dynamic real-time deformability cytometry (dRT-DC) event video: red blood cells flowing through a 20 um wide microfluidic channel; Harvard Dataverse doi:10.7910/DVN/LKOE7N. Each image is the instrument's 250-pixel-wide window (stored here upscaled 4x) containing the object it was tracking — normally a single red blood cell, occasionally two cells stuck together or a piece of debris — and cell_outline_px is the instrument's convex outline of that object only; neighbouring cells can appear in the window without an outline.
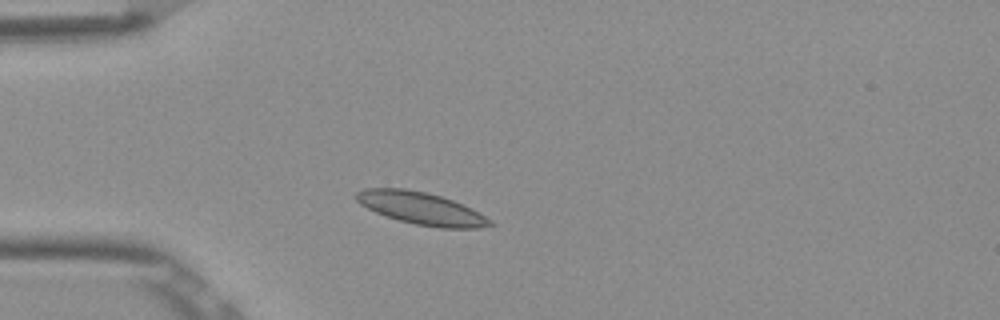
{"species": "Egyptian fruit bat (a non-hibernating species)", "species_latin": "Rousettus aegyptiacus", "temperature_condition": "room temperature", "stored_images_in_passage": 1, "camera_frame_rate_fps": 3000, "um_per_image_px": 0.085, "frame": {"image": 1, "passage_image": 1, "time_ms": 0.0, "image_size_px": [1000, 320], "cell_outline_px": [[496, 224], [476, 228], [440, 228], [416, 224], [400, 220], [376, 212], [360, 204], [356, 200], [356, 192], [364, 188], [404, 188], [424, 192], [440, 196], [452, 200], [492, 220]], "centroid_in_image_um": [35.77, 17.7], "position_along_channel_um": 49.2, "area_um2": 24.68}}